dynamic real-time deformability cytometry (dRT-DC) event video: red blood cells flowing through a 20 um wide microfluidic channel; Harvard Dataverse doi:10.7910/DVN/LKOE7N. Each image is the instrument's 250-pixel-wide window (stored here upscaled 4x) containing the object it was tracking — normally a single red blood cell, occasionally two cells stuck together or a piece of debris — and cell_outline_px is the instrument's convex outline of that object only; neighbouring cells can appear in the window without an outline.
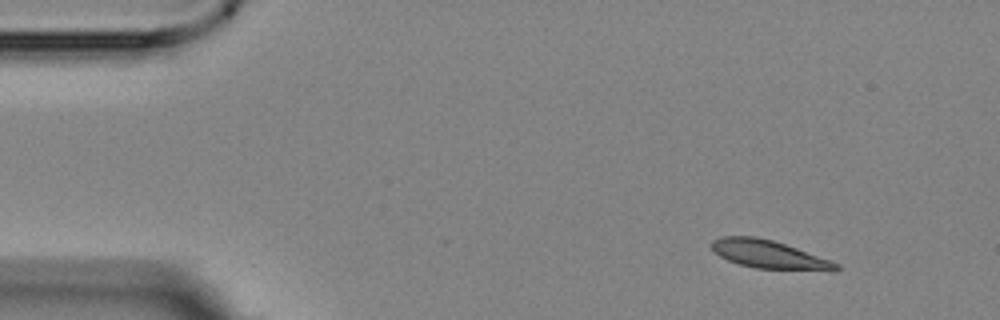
{"species": "Egyptian fruit bat (a non-hibernating species)", "species_latin": "Rousettus aegyptiacus", "temperature_condition": "room temperature", "stored_images_in_passage": 4, "camera_frame_rate_fps": 3000, "um_per_image_px": 0.085, "animal": {"sex": "female"}, "frame": {"image": 1, "passage_image": 1, "time_ms": 0.0, "image_size_px": [1000, 320], "cell_outline_px": [[840, 268], [836, 272], [832, 272], [756, 268], [740, 264], [728, 260], [720, 256], [712, 248], [712, 240], [724, 236], [756, 236], [772, 240], [796, 248], [840, 264]], "centroid_in_image_um": [65.43, 21.65], "position_along_channel_um": 19.6, "area_um2": 20.46}}
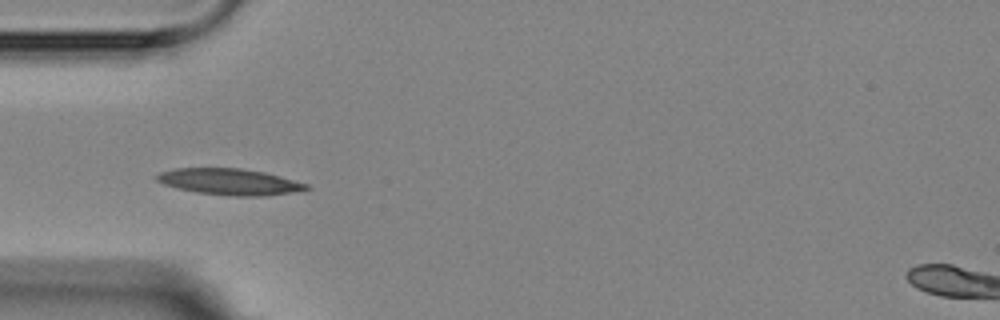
{"frame": {"image": 2, "passage_image": 3, "time_ms": 3.667, "image_size_px": [1000, 320], "cell_outline_px": [[312, 188], [292, 192], [260, 196], [236, 196], [196, 192], [176, 188], [164, 184], [156, 180], [152, 176], [160, 172], [176, 168], [240, 168], [264, 172], [280, 176], [308, 184]], "centroid_in_image_um": [19.47, 15.44], "position_along_channel_um": 65.5, "area_um2": 22.83}}
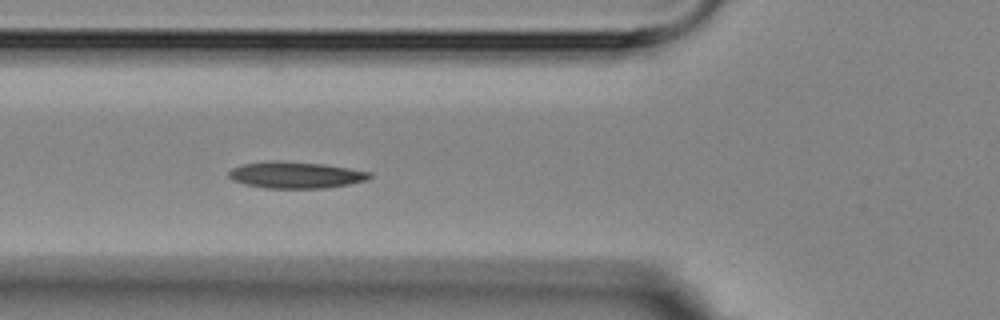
{"frame": {"image": 3, "passage_image": 4, "time_ms": 4.667, "image_size_px": [1000, 320], "cell_outline_px": [[372, 176], [368, 180], [328, 188], [264, 188], [244, 184], [232, 180], [228, 176], [228, 172], [232, 168], [240, 164], [268, 160], [280, 160], [324, 164], [372, 172]], "centroid_in_image_um": [25.1, 14.86], "position_along_channel_um": 100.7, "area_um2": 22.14}}